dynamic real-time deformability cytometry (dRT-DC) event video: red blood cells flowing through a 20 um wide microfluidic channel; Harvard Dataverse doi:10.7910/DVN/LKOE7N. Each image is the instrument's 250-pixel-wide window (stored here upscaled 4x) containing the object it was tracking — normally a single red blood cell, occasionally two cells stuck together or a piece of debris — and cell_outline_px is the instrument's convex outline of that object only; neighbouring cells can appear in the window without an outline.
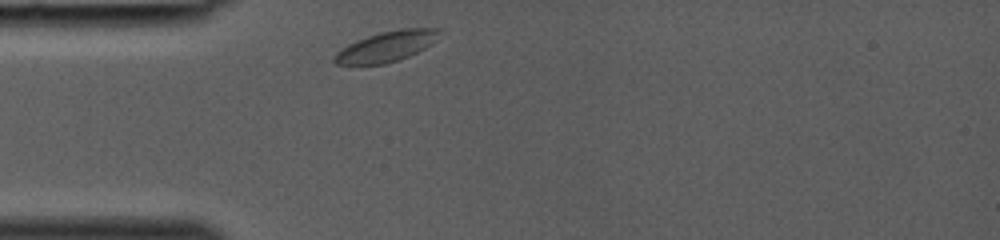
{"species": "common noctule bat (a hibernating species)", "species_latin": "Nyctalus noctula", "temperature_condition": "room temperature", "stored_images_in_passage": 24, "camera_frame_rate_fps": 3000, "um_per_image_px": 0.085, "animal": {"sex": "female", "body_mass_g": 19.0, "forearm_length_mm": 53.3}, "frame": {"image": 1, "passage_image": 1, "time_ms": 0.0, "image_size_px": [1000, 240], "cell_outline_px": [[440, 28], [436, 40], [432, 44], [400, 60], [384, 64], [336, 64], [332, 60], [332, 56], [336, 52], [348, 44], [356, 40], [380, 32], [400, 28]], "centroid_in_image_um": [32.83, 3.94], "position_along_channel_um": 52.2, "area_um2": 18.55}}
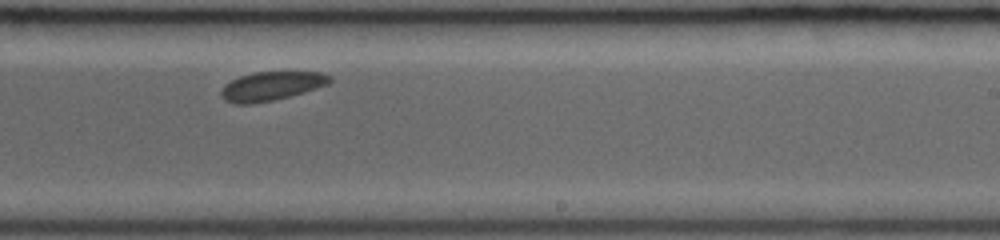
{"frame": {"image": 2, "passage_image": 15, "time_ms": 4.667, "image_size_px": [1000, 240], "cell_outline_px": [[332, 80], [328, 84], [304, 92], [272, 100], [252, 104], [232, 104], [224, 100], [220, 96], [220, 92], [224, 84], [240, 76], [252, 72], [320, 72], [332, 76]], "centroid_in_image_um": [23.03, 7.32], "position_along_channel_um": 266.0, "area_um2": 18.32}}
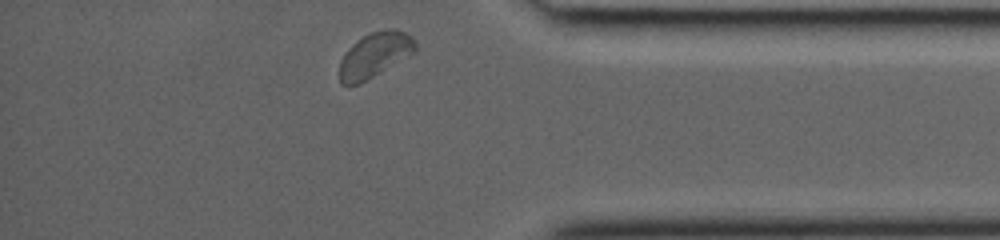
{"frame": {"image": 3, "passage_image": 24, "time_ms": 7.667, "image_size_px": [1000, 240], "cell_outline_px": [[416, 52], [360, 84], [340, 84], [340, 60], [348, 48], [356, 40], [368, 32], [388, 28], [392, 28], [404, 32], [412, 36], [416, 44]], "centroid_in_image_um": [31.86, 4.65], "position_along_channel_um": 403.3, "area_um2": 20.0}}